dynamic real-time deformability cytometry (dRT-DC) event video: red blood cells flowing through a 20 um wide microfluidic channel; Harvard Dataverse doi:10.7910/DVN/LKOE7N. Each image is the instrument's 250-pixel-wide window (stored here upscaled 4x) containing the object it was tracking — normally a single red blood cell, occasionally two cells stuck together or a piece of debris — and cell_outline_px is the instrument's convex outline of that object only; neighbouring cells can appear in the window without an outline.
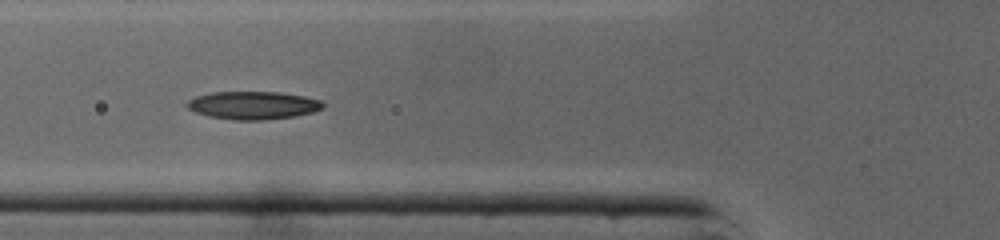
{"species": "common noctule bat (a hibernating species)", "species_latin": "Nyctalus noctula", "temperature_condition": "cold", "stored_images_in_passage": 36, "camera_frame_rate_fps": 3000, "um_per_image_px": 0.085, "animal": {"sex": "male", "body_mass_g": 19.0, "forearm_length_mm": 50.8}, "frame": {"image": 1, "passage_image": 6, "time_ms": 1.667, "image_size_px": [1000, 240], "cell_outline_px": [[324, 108], [312, 112], [296, 116], [264, 120], [232, 120], [208, 116], [196, 112], [188, 108], [184, 104], [188, 100], [196, 96], [212, 92], [280, 92], [304, 96], [324, 100]], "centroid_in_image_um": [21.53, 8.95], "position_along_channel_um": 104.3, "area_um2": 22.37}}
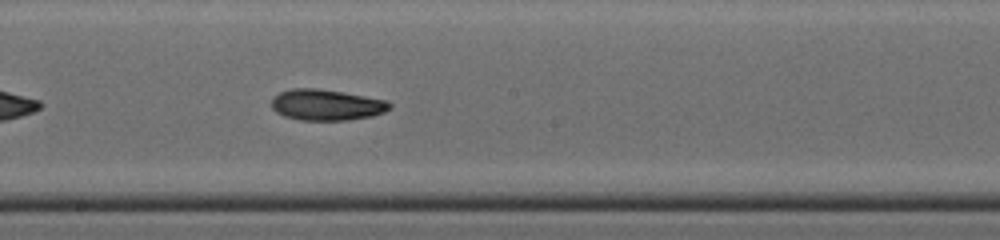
{"frame": {"image": 2, "passage_image": 14, "time_ms": 4.333, "image_size_px": [1000, 240], "cell_outline_px": [[392, 108], [384, 112], [372, 116], [348, 120], [300, 120], [284, 116], [276, 112], [272, 108], [272, 96], [280, 92], [292, 88], [316, 88], [388, 100], [392, 104]], "centroid_in_image_um": [27.75, 8.92], "position_along_channel_um": 220.5, "area_um2": 21.39}}
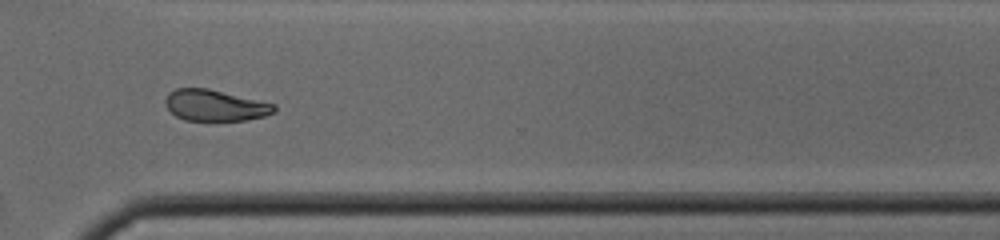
{"frame": {"image": 3, "passage_image": 23, "time_ms": 7.333, "image_size_px": [1000, 240], "cell_outline_px": [[276, 112], [264, 116], [244, 120], [184, 120], [176, 116], [164, 104], [164, 100], [168, 92], [176, 88], [208, 88], [276, 104]], "centroid_in_image_um": [18.27, 8.95], "position_along_channel_um": 352.3, "area_um2": 19.83}, "authors_computed_cell_mechanics": {"area_um2": 21.2704, "velocity_mm_per_s": 4.3678, "shape_relaxation_time_tau1_ms": 5.4423, "shape_relaxation_time_tau2_ms": 7.5722, "deformation_change_tau1": 0.1519, "deformation_change_tau2": 0.147}}